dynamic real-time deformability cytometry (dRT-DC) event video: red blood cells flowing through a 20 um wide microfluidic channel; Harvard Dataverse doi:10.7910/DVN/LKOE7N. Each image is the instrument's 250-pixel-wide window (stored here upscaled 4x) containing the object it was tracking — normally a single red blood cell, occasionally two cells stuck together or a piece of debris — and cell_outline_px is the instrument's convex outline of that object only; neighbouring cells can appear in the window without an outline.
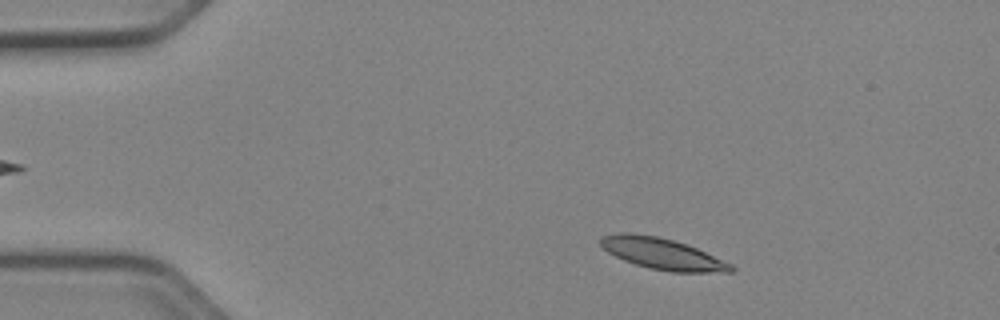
{"species": "Egyptian fruit bat (a non-hibernating species)", "species_latin": "Rousettus aegyptiacus", "temperature_condition": "cold", "stored_images_in_passage": 48, "camera_frame_rate_fps": 3000, "um_per_image_px": 0.085, "animal": {"sex": "female"}, "frame": {"image": 1, "passage_image": 5, "time_ms": 1.333, "image_size_px": [1000, 320], "cell_outline_px": [[736, 268], [732, 272], [672, 272], [648, 268], [624, 260], [608, 252], [600, 244], [600, 236], [620, 232], [628, 232], [656, 236], [672, 240], [696, 248], [732, 264]], "centroid_in_image_um": [56.28, 21.57], "position_along_channel_um": 28.7, "area_um2": 23.58}}
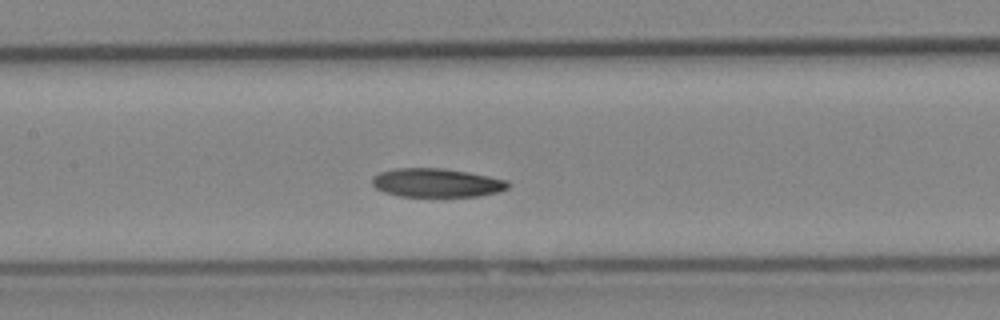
{"frame": {"image": 2, "passage_image": 21, "time_ms": 6.667, "image_size_px": [1000, 320], "cell_outline_px": [[512, 184], [508, 188], [500, 192], [480, 196], [400, 196], [384, 192], [376, 188], [372, 184], [372, 176], [380, 172], [396, 168], [440, 168], [468, 172], [508, 180]], "centroid_in_image_um": [37.14, 15.54], "position_along_channel_um": 170.3, "area_um2": 22.83}}
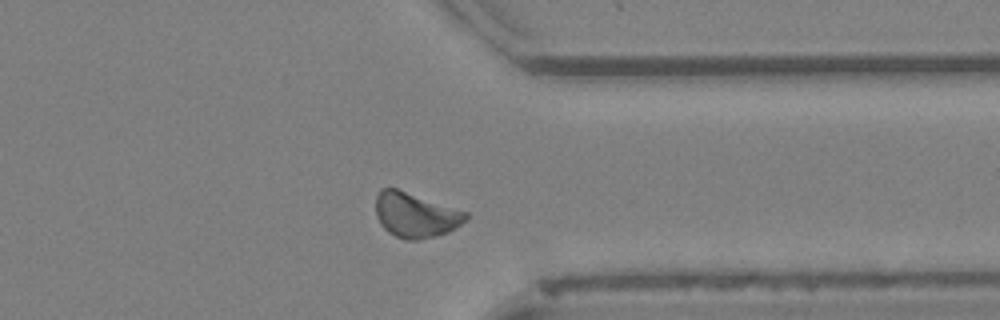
{"frame": {"image": 3, "passage_image": 37, "time_ms": 12.0, "image_size_px": [1000, 320], "cell_outline_px": [[468, 216], [460, 224], [448, 232], [416, 240], [404, 240], [388, 232], [380, 224], [376, 216], [376, 196], [380, 188], [396, 188], [468, 212]], "centroid_in_image_um": [35.27, 18.27], "position_along_channel_um": 376.1, "area_um2": 23.35}, "authors_computed_cell_mechanics": {"area_um2": 22.9755, "velocity_mm_per_s": 3.9026, "shape_relaxation_time_tau1_ms": 2.3837, "shape_relaxation_time_tau2_ms": null, "deformation_change_tau1": 0.1085, "deformation_change_tau2": null}}